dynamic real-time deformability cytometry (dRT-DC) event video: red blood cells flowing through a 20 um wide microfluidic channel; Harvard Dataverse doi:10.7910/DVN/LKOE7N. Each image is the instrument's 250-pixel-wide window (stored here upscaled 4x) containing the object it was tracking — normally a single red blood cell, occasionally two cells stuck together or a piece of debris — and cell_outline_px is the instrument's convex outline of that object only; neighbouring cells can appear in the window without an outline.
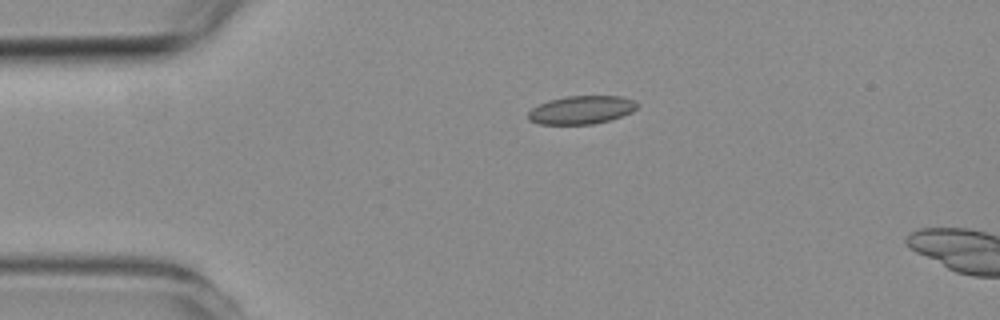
{"species": "common noctule bat (a hibernating species)", "species_latin": "Nyctalus noctula", "temperature_condition": "room temperature", "stored_images_in_passage": 3, "camera_frame_rate_fps": 3000, "um_per_image_px": 0.085, "animal": {"sex": "female", "body_mass_g": 19.3, "forearm_length_mm": 54.1}, "frame": {"image": 1, "passage_image": 2, "time_ms": 2.0, "image_size_px": [1000, 320], "cell_outline_px": [[636, 108], [632, 112], [608, 120], [592, 124], [540, 124], [528, 120], [528, 112], [532, 108], [548, 100], [568, 96], [620, 96], [632, 100], [636, 104]], "centroid_in_image_um": [49.37, 9.34], "position_along_channel_um": 35.6, "area_um2": 17.69}}